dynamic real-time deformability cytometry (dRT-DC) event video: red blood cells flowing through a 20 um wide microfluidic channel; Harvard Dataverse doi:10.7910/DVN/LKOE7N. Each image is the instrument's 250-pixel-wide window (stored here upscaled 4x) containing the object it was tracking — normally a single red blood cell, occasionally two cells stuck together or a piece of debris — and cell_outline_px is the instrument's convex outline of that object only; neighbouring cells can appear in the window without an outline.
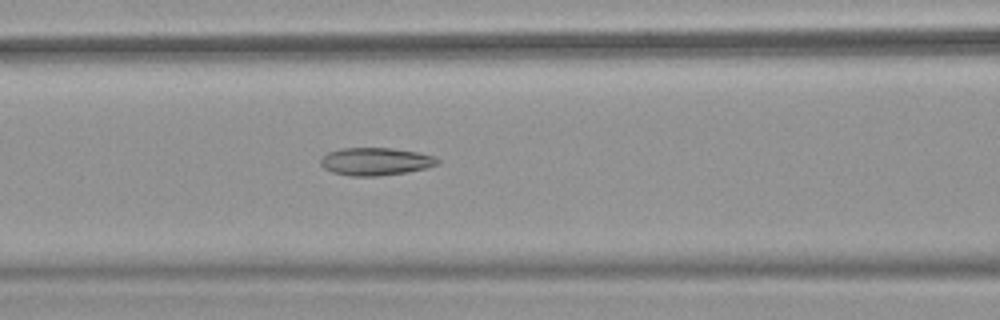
{"species": "common noctule bat (a hibernating species)", "species_latin": "Nyctalus noctula", "temperature_condition": "warm", "stored_images_in_passage": 51, "camera_frame_rate_fps": 3000, "um_per_image_px": 0.085, "animal": {"sex": "female", "body_mass_g": 18.4}, "frame": {"image": 1, "passage_image": 22, "time_ms": 7.0, "image_size_px": [1000, 320], "cell_outline_px": [[440, 164], [428, 168], [408, 172], [376, 176], [352, 176], [332, 172], [324, 168], [320, 164], [320, 156], [328, 152], [340, 148], [392, 148], [416, 152], [436, 156], [440, 160]], "centroid_in_image_um": [31.94, 13.72], "position_along_channel_um": 134.7, "area_um2": 19.13}, "authors_computed_cell_mechanics": {"area_um2": 20.6924, "velocity_mm_per_s": 4.0008, "shape_relaxation_time_tau1_ms": null, "shape_relaxation_time_tau2_ms": 1.6403, "deformation_change_tau1": null, "deformation_change_tau2": 0.0905}}